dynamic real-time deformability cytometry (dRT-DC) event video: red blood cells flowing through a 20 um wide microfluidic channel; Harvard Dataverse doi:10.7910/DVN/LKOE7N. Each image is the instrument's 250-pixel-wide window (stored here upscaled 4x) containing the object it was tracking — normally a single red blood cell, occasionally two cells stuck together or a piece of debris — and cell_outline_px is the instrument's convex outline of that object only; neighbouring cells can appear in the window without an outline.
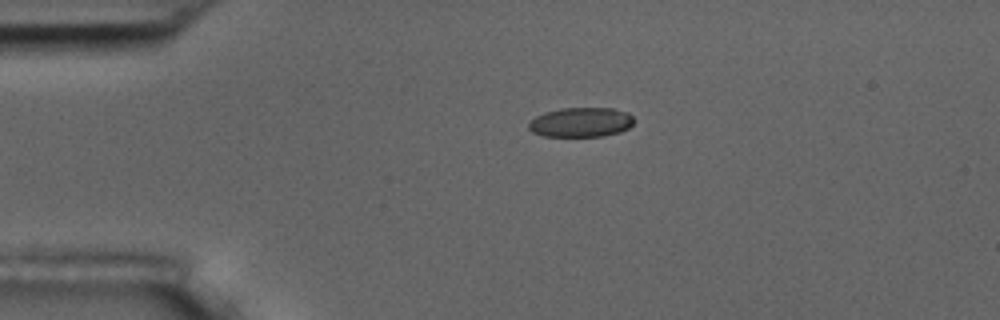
{"species": "common noctule bat (a hibernating species)", "species_latin": "Nyctalus noctula", "temperature_condition": "room temperature", "stored_images_in_passage": 4, "camera_frame_rate_fps": 3000, "um_per_image_px": 0.085, "animal": {"sex": "male", "body_mass_g": 17.5, "forearm_length_mm": 52.3}, "frame": {"image": 1, "passage_image": 4, "time_ms": 3.667, "image_size_px": [1000, 320], "cell_outline_px": [[636, 120], [628, 128], [620, 132], [604, 136], [544, 136], [532, 132], [528, 128], [528, 124], [536, 116], [544, 112], [560, 108], [612, 108], [628, 112]], "centroid_in_image_um": [49.4, 10.39], "position_along_channel_um": 35.6, "area_um2": 18.26}}